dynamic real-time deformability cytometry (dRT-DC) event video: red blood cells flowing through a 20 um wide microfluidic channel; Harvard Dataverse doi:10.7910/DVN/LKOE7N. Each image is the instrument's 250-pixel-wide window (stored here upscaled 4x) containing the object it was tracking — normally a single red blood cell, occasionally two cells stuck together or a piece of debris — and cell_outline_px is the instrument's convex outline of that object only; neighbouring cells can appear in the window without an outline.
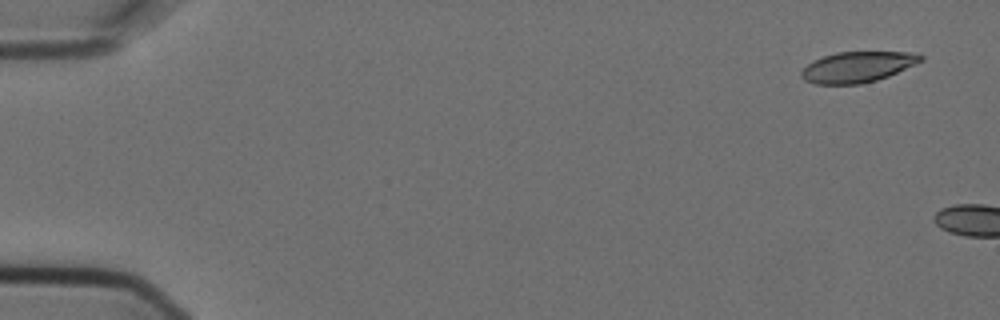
{"species": "Egyptian fruit bat (a non-hibernating species)", "species_latin": "Rousettus aegyptiacus", "temperature_condition": "cold", "stored_images_in_passage": 3, "camera_frame_rate_fps": 3000, "um_per_image_px": 0.085, "animal": {"sex": "female"}, "frame": {"image": 1, "passage_image": 1, "time_ms": 0.0, "image_size_px": [1000, 320], "cell_outline_px": [[924, 60], [888, 76], [876, 80], [860, 84], [816, 84], [804, 80], [800, 76], [800, 72], [812, 60], [836, 52], [904, 52], [924, 56]], "centroid_in_image_um": [72.84, 5.69], "position_along_channel_um": 12.2, "area_um2": 21.21}}